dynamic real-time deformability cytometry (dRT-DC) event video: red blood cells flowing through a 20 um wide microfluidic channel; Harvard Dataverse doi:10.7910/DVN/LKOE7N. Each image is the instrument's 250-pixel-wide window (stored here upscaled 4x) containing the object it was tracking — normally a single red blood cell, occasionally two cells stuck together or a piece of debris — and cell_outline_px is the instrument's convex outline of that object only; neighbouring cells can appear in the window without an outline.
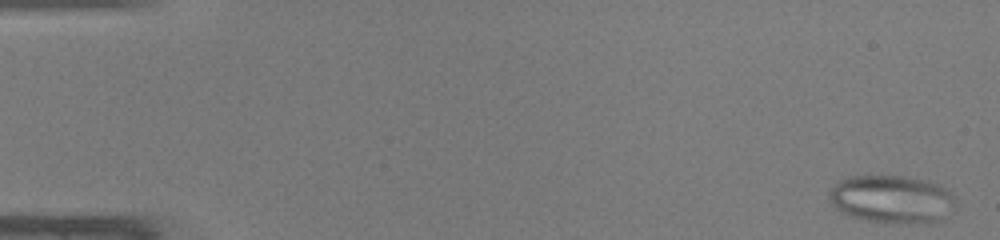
{"species": "common noctule bat (a hibernating species)", "species_latin": "Nyctalus noctula", "temperature_condition": "warm", "stored_images_in_passage": 48, "camera_frame_rate_fps": 3000, "um_per_image_px": 0.085, "animal": {"sex": "male", "body_mass_g": 19.0, "forearm_length_mm": 50.8}, "frame": {"image": 1, "passage_image": 1, "time_ms": 0.0, "image_size_px": [1000, 240], "cell_outline_px": [[956, 204], [940, 220], [928, 224], [868, 220], [852, 216], [840, 212], [832, 204], [828, 196], [836, 180], [844, 176], [900, 176], [920, 180], [936, 184], [952, 192], [956, 196]], "centroid_in_image_um": [75.78, 16.92], "position_along_channel_um": 9.2, "area_um2": 35.08}}
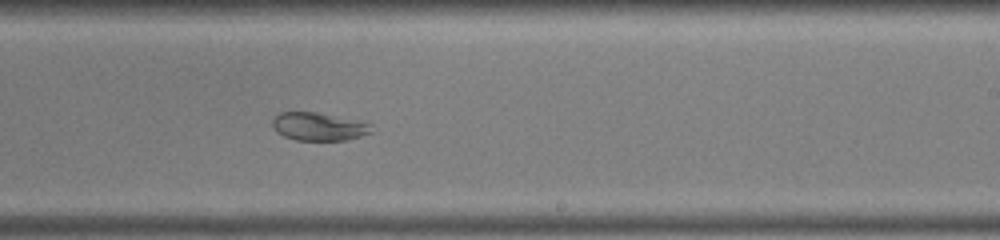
{"frame": {"image": 2, "passage_image": 29, "time_ms": 9.333, "image_size_px": [1000, 240], "cell_outline_px": [[372, 132], [348, 140], [296, 140], [284, 136], [276, 132], [272, 124], [272, 116], [280, 112], [316, 112], [372, 124]], "centroid_in_image_um": [27.04, 10.76], "position_along_channel_um": 262.0, "area_um2": 16.13}}
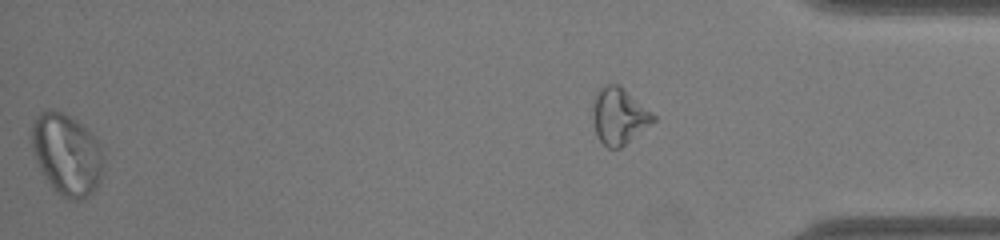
{"frame": {"image": 3, "passage_image": 47, "time_ms": 15.333, "image_size_px": [1000, 240], "cell_outline_px": [[104, 160], [100, 180], [92, 192], [84, 200], [72, 200], [56, 192], [40, 168], [36, 160], [32, 148], [32, 120], [40, 112], [48, 108], [60, 112], [76, 120], [96, 140], [100, 148]], "centroid_in_image_um": [5.66, 13.12], "position_along_channel_um": 429.5, "area_um2": 33.58}}